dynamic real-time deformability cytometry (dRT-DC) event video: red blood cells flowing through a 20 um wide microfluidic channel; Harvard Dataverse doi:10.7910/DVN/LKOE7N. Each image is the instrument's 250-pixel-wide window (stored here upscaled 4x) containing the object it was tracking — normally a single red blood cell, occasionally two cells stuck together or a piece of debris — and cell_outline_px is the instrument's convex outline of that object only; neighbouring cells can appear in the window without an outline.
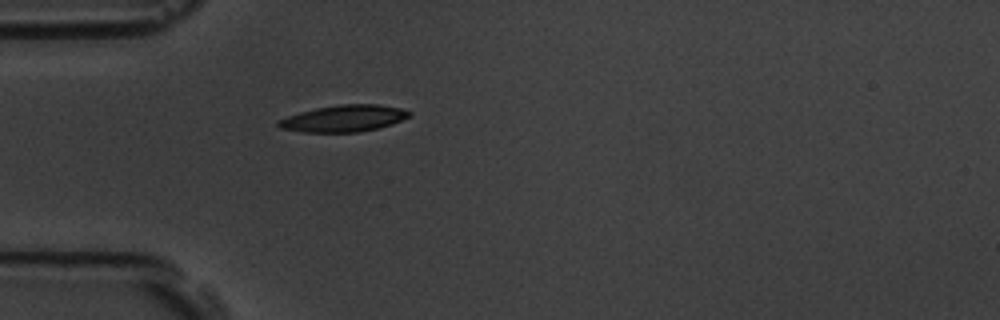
{"species": "common noctule bat (a hibernating species)", "species_latin": "Nyctalus noctula", "temperature_condition": "room temperature", "stored_images_in_passage": 1, "camera_frame_rate_fps": 3000, "um_per_image_px": 0.085, "animal": {"sex": "male", "body_mass_g": 19.5, "forearm_length_mm": 54.6}, "frame": {"image": 1, "passage_image": 1, "time_ms": 0.0, "image_size_px": [1000, 320], "cell_outline_px": [[412, 116], [392, 124], [380, 128], [360, 132], [304, 132], [280, 128], [276, 124], [276, 120], [300, 112], [316, 108], [340, 104], [380, 104], [400, 108], [412, 112]], "centroid_in_image_um": [29.25, 10.06], "position_along_channel_um": 55.7, "area_um2": 20.52}}